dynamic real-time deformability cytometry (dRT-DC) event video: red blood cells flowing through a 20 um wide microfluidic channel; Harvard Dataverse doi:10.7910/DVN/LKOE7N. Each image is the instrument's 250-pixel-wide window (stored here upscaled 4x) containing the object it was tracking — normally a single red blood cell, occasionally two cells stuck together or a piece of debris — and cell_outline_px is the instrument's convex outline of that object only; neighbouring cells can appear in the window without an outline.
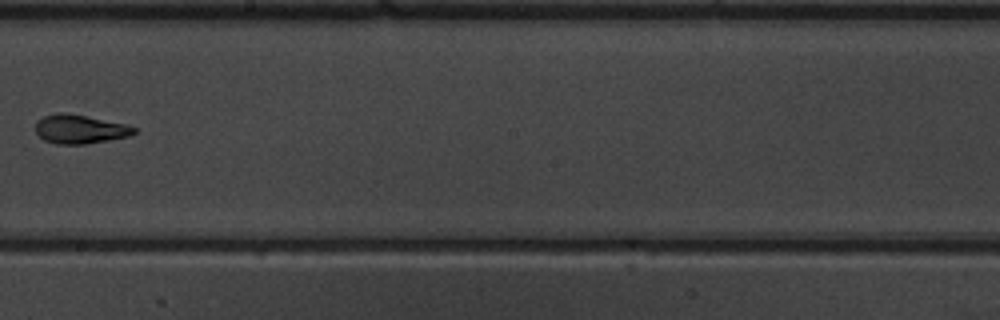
{"species": "common noctule bat (a hibernating species)", "species_latin": "Nyctalus noctula", "temperature_condition": "warm", "stored_images_in_passage": 9, "camera_frame_rate_fps": 3000, "um_per_image_px": 0.085, "animal": {"sex": "male", "body_mass_g": 19.5, "forearm_length_mm": 54.6}, "frame": {"image": 1, "passage_image": 8, "time_ms": 9.0, "image_size_px": [1000, 320], "cell_outline_px": [[136, 132], [132, 136], [84, 144], [56, 144], [44, 140], [36, 132], [36, 120], [44, 116], [56, 112], [64, 112], [128, 124], [136, 128]], "centroid_in_image_um": [6.8, 10.97], "position_along_channel_um": 241.4, "area_um2": 16.7}}
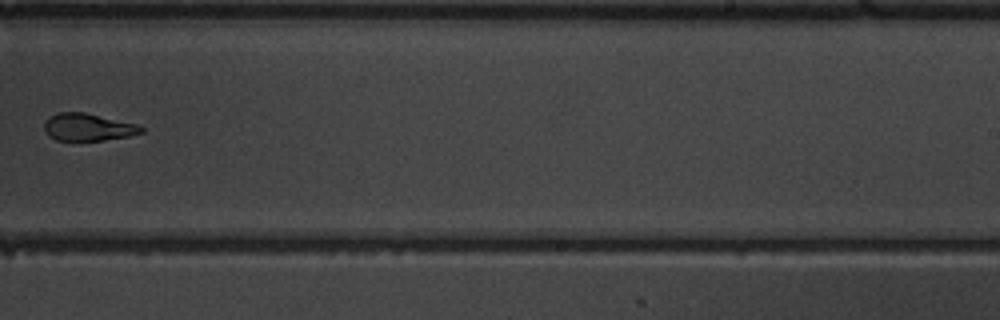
{"frame": {"image": 2, "passage_image": 9, "time_ms": 10.0, "image_size_px": [1000, 320], "cell_outline_px": [[144, 132], [128, 136], [104, 140], [56, 140], [48, 136], [44, 128], [44, 124], [52, 116], [60, 112], [84, 112], [136, 124], [144, 128]], "centroid_in_image_um": [7.49, 10.81], "position_along_channel_um": 281.5, "area_um2": 15.2}}